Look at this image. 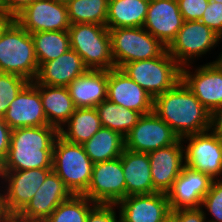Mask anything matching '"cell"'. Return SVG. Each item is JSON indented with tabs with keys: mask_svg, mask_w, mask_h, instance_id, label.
<instances>
[{
	"mask_svg": "<svg viewBox=\"0 0 222 222\" xmlns=\"http://www.w3.org/2000/svg\"><path fill=\"white\" fill-rule=\"evenodd\" d=\"M59 130L51 125L12 129L3 171L52 169L53 146Z\"/></svg>",
	"mask_w": 222,
	"mask_h": 222,
	"instance_id": "2",
	"label": "cell"
},
{
	"mask_svg": "<svg viewBox=\"0 0 222 222\" xmlns=\"http://www.w3.org/2000/svg\"><path fill=\"white\" fill-rule=\"evenodd\" d=\"M39 67L54 60L71 48L68 30L31 33Z\"/></svg>",
	"mask_w": 222,
	"mask_h": 222,
	"instance_id": "29",
	"label": "cell"
},
{
	"mask_svg": "<svg viewBox=\"0 0 222 222\" xmlns=\"http://www.w3.org/2000/svg\"><path fill=\"white\" fill-rule=\"evenodd\" d=\"M93 162L83 145L58 136L53 146L52 170L62 179L72 195H83L91 182Z\"/></svg>",
	"mask_w": 222,
	"mask_h": 222,
	"instance_id": "4",
	"label": "cell"
},
{
	"mask_svg": "<svg viewBox=\"0 0 222 222\" xmlns=\"http://www.w3.org/2000/svg\"><path fill=\"white\" fill-rule=\"evenodd\" d=\"M116 204H96L90 211L86 222H121Z\"/></svg>",
	"mask_w": 222,
	"mask_h": 222,
	"instance_id": "36",
	"label": "cell"
},
{
	"mask_svg": "<svg viewBox=\"0 0 222 222\" xmlns=\"http://www.w3.org/2000/svg\"><path fill=\"white\" fill-rule=\"evenodd\" d=\"M87 70L81 56L70 48L58 58L43 63L35 81L43 85L67 87Z\"/></svg>",
	"mask_w": 222,
	"mask_h": 222,
	"instance_id": "22",
	"label": "cell"
},
{
	"mask_svg": "<svg viewBox=\"0 0 222 222\" xmlns=\"http://www.w3.org/2000/svg\"><path fill=\"white\" fill-rule=\"evenodd\" d=\"M121 222H166L171 209L165 193L126 196L116 204Z\"/></svg>",
	"mask_w": 222,
	"mask_h": 222,
	"instance_id": "15",
	"label": "cell"
},
{
	"mask_svg": "<svg viewBox=\"0 0 222 222\" xmlns=\"http://www.w3.org/2000/svg\"><path fill=\"white\" fill-rule=\"evenodd\" d=\"M209 130L222 138V106L210 112Z\"/></svg>",
	"mask_w": 222,
	"mask_h": 222,
	"instance_id": "41",
	"label": "cell"
},
{
	"mask_svg": "<svg viewBox=\"0 0 222 222\" xmlns=\"http://www.w3.org/2000/svg\"><path fill=\"white\" fill-rule=\"evenodd\" d=\"M71 196L62 179L52 170L18 216L29 221H45L60 203Z\"/></svg>",
	"mask_w": 222,
	"mask_h": 222,
	"instance_id": "20",
	"label": "cell"
},
{
	"mask_svg": "<svg viewBox=\"0 0 222 222\" xmlns=\"http://www.w3.org/2000/svg\"><path fill=\"white\" fill-rule=\"evenodd\" d=\"M37 0H3L4 13L15 18L27 6Z\"/></svg>",
	"mask_w": 222,
	"mask_h": 222,
	"instance_id": "40",
	"label": "cell"
},
{
	"mask_svg": "<svg viewBox=\"0 0 222 222\" xmlns=\"http://www.w3.org/2000/svg\"><path fill=\"white\" fill-rule=\"evenodd\" d=\"M200 21L222 38V3L210 1Z\"/></svg>",
	"mask_w": 222,
	"mask_h": 222,
	"instance_id": "35",
	"label": "cell"
},
{
	"mask_svg": "<svg viewBox=\"0 0 222 222\" xmlns=\"http://www.w3.org/2000/svg\"><path fill=\"white\" fill-rule=\"evenodd\" d=\"M166 222H174L171 218H169Z\"/></svg>",
	"mask_w": 222,
	"mask_h": 222,
	"instance_id": "49",
	"label": "cell"
},
{
	"mask_svg": "<svg viewBox=\"0 0 222 222\" xmlns=\"http://www.w3.org/2000/svg\"><path fill=\"white\" fill-rule=\"evenodd\" d=\"M14 20V18L8 14L0 13V36L6 27Z\"/></svg>",
	"mask_w": 222,
	"mask_h": 222,
	"instance_id": "42",
	"label": "cell"
},
{
	"mask_svg": "<svg viewBox=\"0 0 222 222\" xmlns=\"http://www.w3.org/2000/svg\"><path fill=\"white\" fill-rule=\"evenodd\" d=\"M221 41L222 38L200 20L184 21L167 51L183 67L195 63L202 55L211 54Z\"/></svg>",
	"mask_w": 222,
	"mask_h": 222,
	"instance_id": "8",
	"label": "cell"
},
{
	"mask_svg": "<svg viewBox=\"0 0 222 222\" xmlns=\"http://www.w3.org/2000/svg\"><path fill=\"white\" fill-rule=\"evenodd\" d=\"M96 204H117L126 197L121 158L93 164L91 182L83 194Z\"/></svg>",
	"mask_w": 222,
	"mask_h": 222,
	"instance_id": "11",
	"label": "cell"
},
{
	"mask_svg": "<svg viewBox=\"0 0 222 222\" xmlns=\"http://www.w3.org/2000/svg\"><path fill=\"white\" fill-rule=\"evenodd\" d=\"M83 147L93 163L104 162L122 155L125 149V139L120 133L102 127L83 144Z\"/></svg>",
	"mask_w": 222,
	"mask_h": 222,
	"instance_id": "28",
	"label": "cell"
},
{
	"mask_svg": "<svg viewBox=\"0 0 222 222\" xmlns=\"http://www.w3.org/2000/svg\"><path fill=\"white\" fill-rule=\"evenodd\" d=\"M181 140L185 166L205 173L212 180L222 178L221 138L218 135L207 130L185 136Z\"/></svg>",
	"mask_w": 222,
	"mask_h": 222,
	"instance_id": "10",
	"label": "cell"
},
{
	"mask_svg": "<svg viewBox=\"0 0 222 222\" xmlns=\"http://www.w3.org/2000/svg\"><path fill=\"white\" fill-rule=\"evenodd\" d=\"M12 129L8 126L4 117L0 116V159L3 161L10 147Z\"/></svg>",
	"mask_w": 222,
	"mask_h": 222,
	"instance_id": "39",
	"label": "cell"
},
{
	"mask_svg": "<svg viewBox=\"0 0 222 222\" xmlns=\"http://www.w3.org/2000/svg\"><path fill=\"white\" fill-rule=\"evenodd\" d=\"M3 161L0 159V185L2 184V180H3Z\"/></svg>",
	"mask_w": 222,
	"mask_h": 222,
	"instance_id": "46",
	"label": "cell"
},
{
	"mask_svg": "<svg viewBox=\"0 0 222 222\" xmlns=\"http://www.w3.org/2000/svg\"><path fill=\"white\" fill-rule=\"evenodd\" d=\"M120 69L153 98L172 89L181 80V66L167 49L157 58L132 61Z\"/></svg>",
	"mask_w": 222,
	"mask_h": 222,
	"instance_id": "6",
	"label": "cell"
},
{
	"mask_svg": "<svg viewBox=\"0 0 222 222\" xmlns=\"http://www.w3.org/2000/svg\"><path fill=\"white\" fill-rule=\"evenodd\" d=\"M51 171L52 169L43 168L3 171L0 196L6 216L18 215L31 201Z\"/></svg>",
	"mask_w": 222,
	"mask_h": 222,
	"instance_id": "9",
	"label": "cell"
},
{
	"mask_svg": "<svg viewBox=\"0 0 222 222\" xmlns=\"http://www.w3.org/2000/svg\"><path fill=\"white\" fill-rule=\"evenodd\" d=\"M70 24L93 23L106 26L108 0H64Z\"/></svg>",
	"mask_w": 222,
	"mask_h": 222,
	"instance_id": "31",
	"label": "cell"
},
{
	"mask_svg": "<svg viewBox=\"0 0 222 222\" xmlns=\"http://www.w3.org/2000/svg\"><path fill=\"white\" fill-rule=\"evenodd\" d=\"M38 70L31 34L14 19L0 36V72L33 82Z\"/></svg>",
	"mask_w": 222,
	"mask_h": 222,
	"instance_id": "3",
	"label": "cell"
},
{
	"mask_svg": "<svg viewBox=\"0 0 222 222\" xmlns=\"http://www.w3.org/2000/svg\"><path fill=\"white\" fill-rule=\"evenodd\" d=\"M192 66L181 67V80L209 112L221 107L222 70L212 62L194 65L195 68Z\"/></svg>",
	"mask_w": 222,
	"mask_h": 222,
	"instance_id": "14",
	"label": "cell"
},
{
	"mask_svg": "<svg viewBox=\"0 0 222 222\" xmlns=\"http://www.w3.org/2000/svg\"><path fill=\"white\" fill-rule=\"evenodd\" d=\"M183 23L177 0H150L143 28L168 47Z\"/></svg>",
	"mask_w": 222,
	"mask_h": 222,
	"instance_id": "18",
	"label": "cell"
},
{
	"mask_svg": "<svg viewBox=\"0 0 222 222\" xmlns=\"http://www.w3.org/2000/svg\"><path fill=\"white\" fill-rule=\"evenodd\" d=\"M30 34L66 31L70 27L64 0H37L14 18Z\"/></svg>",
	"mask_w": 222,
	"mask_h": 222,
	"instance_id": "13",
	"label": "cell"
},
{
	"mask_svg": "<svg viewBox=\"0 0 222 222\" xmlns=\"http://www.w3.org/2000/svg\"><path fill=\"white\" fill-rule=\"evenodd\" d=\"M126 182V196L156 193L148 153L124 149L120 156Z\"/></svg>",
	"mask_w": 222,
	"mask_h": 222,
	"instance_id": "24",
	"label": "cell"
},
{
	"mask_svg": "<svg viewBox=\"0 0 222 222\" xmlns=\"http://www.w3.org/2000/svg\"><path fill=\"white\" fill-rule=\"evenodd\" d=\"M37 90L48 124L60 130L76 110L68 88L37 83Z\"/></svg>",
	"mask_w": 222,
	"mask_h": 222,
	"instance_id": "25",
	"label": "cell"
},
{
	"mask_svg": "<svg viewBox=\"0 0 222 222\" xmlns=\"http://www.w3.org/2000/svg\"><path fill=\"white\" fill-rule=\"evenodd\" d=\"M4 120L11 129L49 125L37 82H29L9 105Z\"/></svg>",
	"mask_w": 222,
	"mask_h": 222,
	"instance_id": "19",
	"label": "cell"
},
{
	"mask_svg": "<svg viewBox=\"0 0 222 222\" xmlns=\"http://www.w3.org/2000/svg\"><path fill=\"white\" fill-rule=\"evenodd\" d=\"M200 208L203 209L207 222H222V178L212 181L210 189L204 196ZM208 215H211L213 218L208 219Z\"/></svg>",
	"mask_w": 222,
	"mask_h": 222,
	"instance_id": "34",
	"label": "cell"
},
{
	"mask_svg": "<svg viewBox=\"0 0 222 222\" xmlns=\"http://www.w3.org/2000/svg\"><path fill=\"white\" fill-rule=\"evenodd\" d=\"M95 205L84 195H72L60 203L45 222H86L89 211Z\"/></svg>",
	"mask_w": 222,
	"mask_h": 222,
	"instance_id": "32",
	"label": "cell"
},
{
	"mask_svg": "<svg viewBox=\"0 0 222 222\" xmlns=\"http://www.w3.org/2000/svg\"><path fill=\"white\" fill-rule=\"evenodd\" d=\"M115 68L132 61L159 57L167 47L143 27L109 29Z\"/></svg>",
	"mask_w": 222,
	"mask_h": 222,
	"instance_id": "7",
	"label": "cell"
},
{
	"mask_svg": "<svg viewBox=\"0 0 222 222\" xmlns=\"http://www.w3.org/2000/svg\"><path fill=\"white\" fill-rule=\"evenodd\" d=\"M211 62L213 64H215L220 70H222V50H221L219 56L215 60H213Z\"/></svg>",
	"mask_w": 222,
	"mask_h": 222,
	"instance_id": "44",
	"label": "cell"
},
{
	"mask_svg": "<svg viewBox=\"0 0 222 222\" xmlns=\"http://www.w3.org/2000/svg\"><path fill=\"white\" fill-rule=\"evenodd\" d=\"M97 109L102 127L109 128L125 137L137 124L141 113L118 106L108 99L95 107Z\"/></svg>",
	"mask_w": 222,
	"mask_h": 222,
	"instance_id": "30",
	"label": "cell"
},
{
	"mask_svg": "<svg viewBox=\"0 0 222 222\" xmlns=\"http://www.w3.org/2000/svg\"><path fill=\"white\" fill-rule=\"evenodd\" d=\"M148 156L154 189L166 194L185 166L181 138L172 145L150 151Z\"/></svg>",
	"mask_w": 222,
	"mask_h": 222,
	"instance_id": "21",
	"label": "cell"
},
{
	"mask_svg": "<svg viewBox=\"0 0 222 222\" xmlns=\"http://www.w3.org/2000/svg\"><path fill=\"white\" fill-rule=\"evenodd\" d=\"M4 222H45V221H29L20 218L18 215H9L5 217Z\"/></svg>",
	"mask_w": 222,
	"mask_h": 222,
	"instance_id": "43",
	"label": "cell"
},
{
	"mask_svg": "<svg viewBox=\"0 0 222 222\" xmlns=\"http://www.w3.org/2000/svg\"><path fill=\"white\" fill-rule=\"evenodd\" d=\"M153 112L179 138L209 130L210 112L182 80L154 98Z\"/></svg>",
	"mask_w": 222,
	"mask_h": 222,
	"instance_id": "1",
	"label": "cell"
},
{
	"mask_svg": "<svg viewBox=\"0 0 222 222\" xmlns=\"http://www.w3.org/2000/svg\"><path fill=\"white\" fill-rule=\"evenodd\" d=\"M20 75L0 72V116L4 117L9 105L29 83Z\"/></svg>",
	"mask_w": 222,
	"mask_h": 222,
	"instance_id": "33",
	"label": "cell"
},
{
	"mask_svg": "<svg viewBox=\"0 0 222 222\" xmlns=\"http://www.w3.org/2000/svg\"><path fill=\"white\" fill-rule=\"evenodd\" d=\"M107 99L142 115L153 111L154 98L120 68L108 70Z\"/></svg>",
	"mask_w": 222,
	"mask_h": 222,
	"instance_id": "16",
	"label": "cell"
},
{
	"mask_svg": "<svg viewBox=\"0 0 222 222\" xmlns=\"http://www.w3.org/2000/svg\"><path fill=\"white\" fill-rule=\"evenodd\" d=\"M184 21L200 20L209 0H177Z\"/></svg>",
	"mask_w": 222,
	"mask_h": 222,
	"instance_id": "37",
	"label": "cell"
},
{
	"mask_svg": "<svg viewBox=\"0 0 222 222\" xmlns=\"http://www.w3.org/2000/svg\"><path fill=\"white\" fill-rule=\"evenodd\" d=\"M5 217H6V214L4 213L3 205L1 202V196H0V222H4Z\"/></svg>",
	"mask_w": 222,
	"mask_h": 222,
	"instance_id": "45",
	"label": "cell"
},
{
	"mask_svg": "<svg viewBox=\"0 0 222 222\" xmlns=\"http://www.w3.org/2000/svg\"><path fill=\"white\" fill-rule=\"evenodd\" d=\"M0 13H4L3 0H0Z\"/></svg>",
	"mask_w": 222,
	"mask_h": 222,
	"instance_id": "47",
	"label": "cell"
},
{
	"mask_svg": "<svg viewBox=\"0 0 222 222\" xmlns=\"http://www.w3.org/2000/svg\"><path fill=\"white\" fill-rule=\"evenodd\" d=\"M209 1H214V2H220V3H222V0H209Z\"/></svg>",
	"mask_w": 222,
	"mask_h": 222,
	"instance_id": "48",
	"label": "cell"
},
{
	"mask_svg": "<svg viewBox=\"0 0 222 222\" xmlns=\"http://www.w3.org/2000/svg\"><path fill=\"white\" fill-rule=\"evenodd\" d=\"M174 222H207L202 208L178 209L171 211Z\"/></svg>",
	"mask_w": 222,
	"mask_h": 222,
	"instance_id": "38",
	"label": "cell"
},
{
	"mask_svg": "<svg viewBox=\"0 0 222 222\" xmlns=\"http://www.w3.org/2000/svg\"><path fill=\"white\" fill-rule=\"evenodd\" d=\"M150 0H108V29L143 27Z\"/></svg>",
	"mask_w": 222,
	"mask_h": 222,
	"instance_id": "27",
	"label": "cell"
},
{
	"mask_svg": "<svg viewBox=\"0 0 222 222\" xmlns=\"http://www.w3.org/2000/svg\"><path fill=\"white\" fill-rule=\"evenodd\" d=\"M124 139L125 149L149 153L174 144L179 137L152 111L142 115Z\"/></svg>",
	"mask_w": 222,
	"mask_h": 222,
	"instance_id": "12",
	"label": "cell"
},
{
	"mask_svg": "<svg viewBox=\"0 0 222 222\" xmlns=\"http://www.w3.org/2000/svg\"><path fill=\"white\" fill-rule=\"evenodd\" d=\"M68 33L71 49L81 56L88 69L115 68L111 37L106 26L93 23L71 24Z\"/></svg>",
	"mask_w": 222,
	"mask_h": 222,
	"instance_id": "5",
	"label": "cell"
},
{
	"mask_svg": "<svg viewBox=\"0 0 222 222\" xmlns=\"http://www.w3.org/2000/svg\"><path fill=\"white\" fill-rule=\"evenodd\" d=\"M108 70L88 69L68 86L76 108H95L107 99Z\"/></svg>",
	"mask_w": 222,
	"mask_h": 222,
	"instance_id": "23",
	"label": "cell"
},
{
	"mask_svg": "<svg viewBox=\"0 0 222 222\" xmlns=\"http://www.w3.org/2000/svg\"><path fill=\"white\" fill-rule=\"evenodd\" d=\"M102 128L96 108H76L59 130V136L67 142L83 145Z\"/></svg>",
	"mask_w": 222,
	"mask_h": 222,
	"instance_id": "26",
	"label": "cell"
},
{
	"mask_svg": "<svg viewBox=\"0 0 222 222\" xmlns=\"http://www.w3.org/2000/svg\"><path fill=\"white\" fill-rule=\"evenodd\" d=\"M212 181L205 173L184 166L166 193L171 211L200 208Z\"/></svg>",
	"mask_w": 222,
	"mask_h": 222,
	"instance_id": "17",
	"label": "cell"
}]
</instances>
